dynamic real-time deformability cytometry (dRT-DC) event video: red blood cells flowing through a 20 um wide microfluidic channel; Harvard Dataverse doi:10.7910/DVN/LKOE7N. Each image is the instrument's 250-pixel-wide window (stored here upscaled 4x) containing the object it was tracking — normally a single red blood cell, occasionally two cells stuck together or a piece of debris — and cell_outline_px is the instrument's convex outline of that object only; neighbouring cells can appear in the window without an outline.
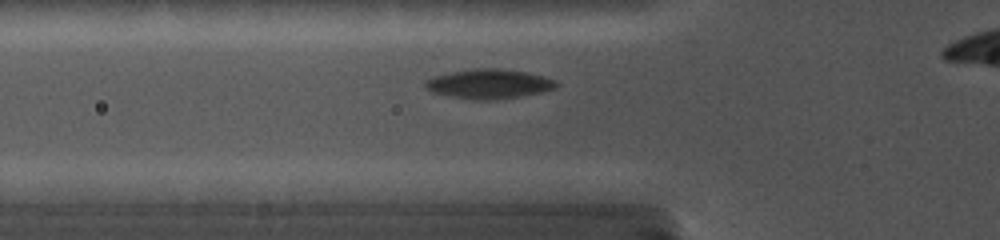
{"species": "common noctule bat (a hibernating species)", "species_latin": "Nyctalus noctula", "temperature_condition": "cold", "stored_images_in_passage": 34, "camera_frame_rate_fps": 5000, "um_per_image_px": 0.085, "animal": {"sex": "female", "body_mass_g": 19.0, "forearm_length_mm": 56.7}, "frame": {"image": 1, "passage_image": 3, "time_ms": 1.2, "image_size_px": [1000, 240], "cell_outline_px": [[560, 84], [556, 88], [544, 92], [520, 96], [492, 100], [472, 100], [432, 92], [424, 88], [424, 84], [428, 80], [436, 76], [452, 72], [476, 68], [496, 68], [524, 72], [544, 76], [556, 80]], "centroid_in_image_um": [41.61, 7.14], "position_along_channel_um": 84.2, "area_um2": 22.43}}
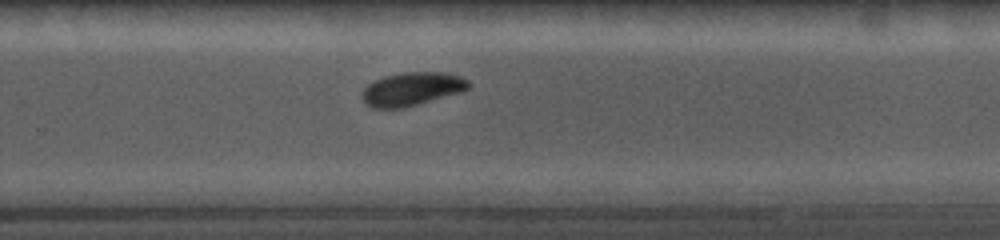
{"frame": {"image": 2, "passage_image": 20, "time_ms": 6.8, "image_size_px": [1000, 240], "cell_outline_px": [[472, 84], [468, 88], [460, 92], [404, 108], [372, 108], [364, 104], [360, 96], [364, 88], [368, 84], [384, 76], [404, 72], [440, 72], [460, 76], [468, 80]], "centroid_in_image_um": [34.97, 7.57], "position_along_channel_um": 294.8, "area_um2": 20.75}}
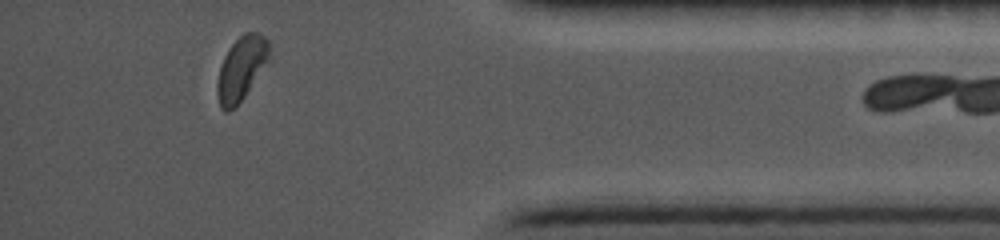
{"frame": {"image": 3, "passage_image": 32, "time_ms": 10.4, "image_size_px": [1000, 240], "cell_outline_px": [[272, 60], [244, 96], [228, 112], [224, 112], [220, 108], [216, 92], [216, 84], [220, 64], [228, 48], [244, 32], [260, 32], [272, 44]], "centroid_in_image_um": [20.57, 5.78], "position_along_channel_um": 414.6, "area_um2": 20.11}}